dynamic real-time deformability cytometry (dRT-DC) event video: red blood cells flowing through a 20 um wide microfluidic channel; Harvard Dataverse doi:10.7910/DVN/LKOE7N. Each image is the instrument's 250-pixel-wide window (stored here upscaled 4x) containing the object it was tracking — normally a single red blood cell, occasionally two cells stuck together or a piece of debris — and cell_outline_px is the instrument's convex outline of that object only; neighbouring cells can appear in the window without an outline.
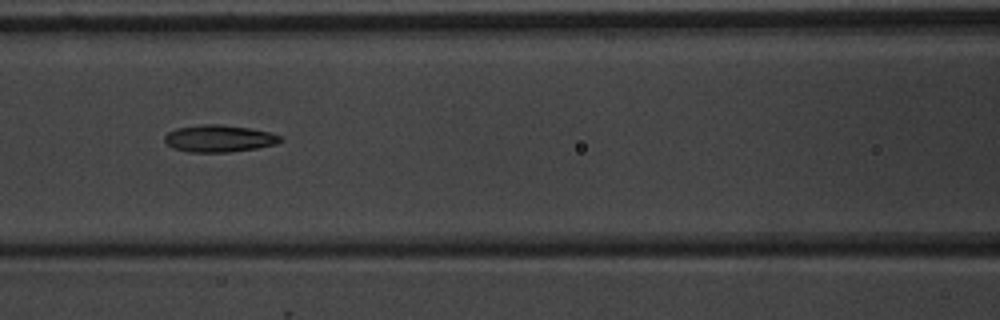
{"species": "common noctule bat (a hibernating species)", "species_latin": "Nyctalus noctula", "temperature_condition": "warm", "stored_images_in_passage": 9, "camera_frame_rate_fps": 3000, "um_per_image_px": 0.085, "animal": {"sex": "male", "body_mass_g": 20.1, "forearm_length_mm": 53.5}, "frame": {"image": 1, "passage_image": 7, "time_ms": 6.667, "image_size_px": [1000, 320], "cell_outline_px": [[284, 140], [276, 144], [256, 148], [228, 152], [188, 152], [172, 148], [164, 140], [164, 136], [168, 132], [176, 128], [200, 124], [220, 124], [248, 128], [268, 132], [280, 136]], "centroid_in_image_um": [18.59, 11.77], "position_along_channel_um": 148.0, "area_um2": 18.21}}
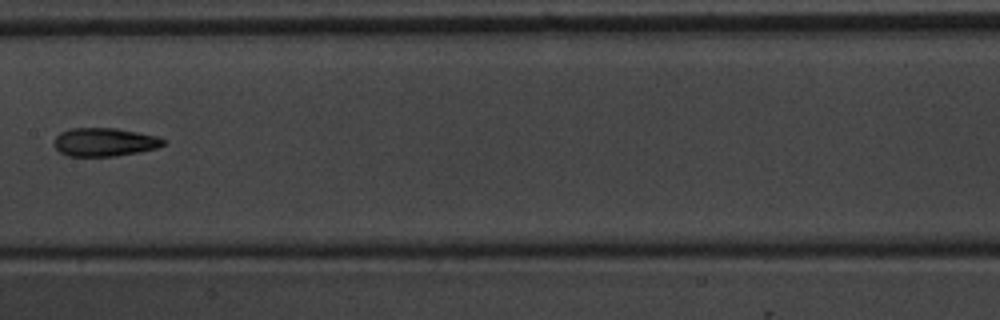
{"frame": {"image": 2, "passage_image": 8, "time_ms": 8.0, "image_size_px": [1000, 320], "cell_outline_px": [[168, 140], [164, 144], [156, 148], [140, 152], [116, 156], [68, 156], [60, 152], [52, 144], [56, 136], [60, 132], [68, 128], [116, 128], [156, 136]], "centroid_in_image_um": [8.86, 12.07], "position_along_channel_um": 198.5, "area_um2": 18.21}}
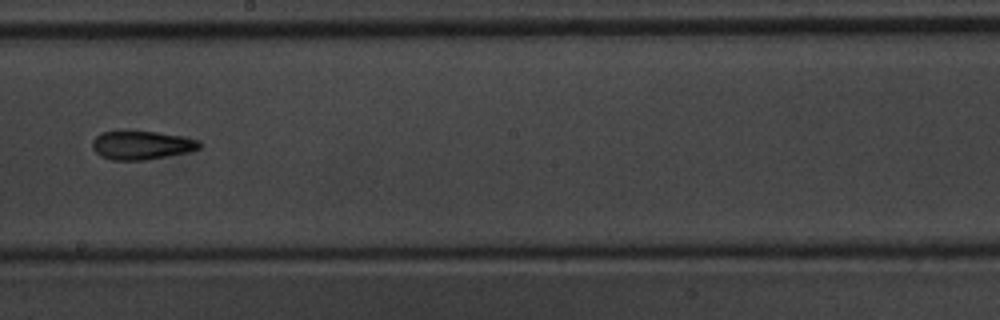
{"frame": {"image": 3, "passage_image": 9, "time_ms": 9.0, "image_size_px": [1000, 320], "cell_outline_px": [[200, 148], [188, 152], [144, 160], [112, 160], [100, 156], [92, 148], [92, 140], [100, 132], [156, 132], [180, 136], [200, 140]], "centroid_in_image_um": [12.01, 12.35], "position_along_channel_um": 236.2, "area_um2": 17.63}}